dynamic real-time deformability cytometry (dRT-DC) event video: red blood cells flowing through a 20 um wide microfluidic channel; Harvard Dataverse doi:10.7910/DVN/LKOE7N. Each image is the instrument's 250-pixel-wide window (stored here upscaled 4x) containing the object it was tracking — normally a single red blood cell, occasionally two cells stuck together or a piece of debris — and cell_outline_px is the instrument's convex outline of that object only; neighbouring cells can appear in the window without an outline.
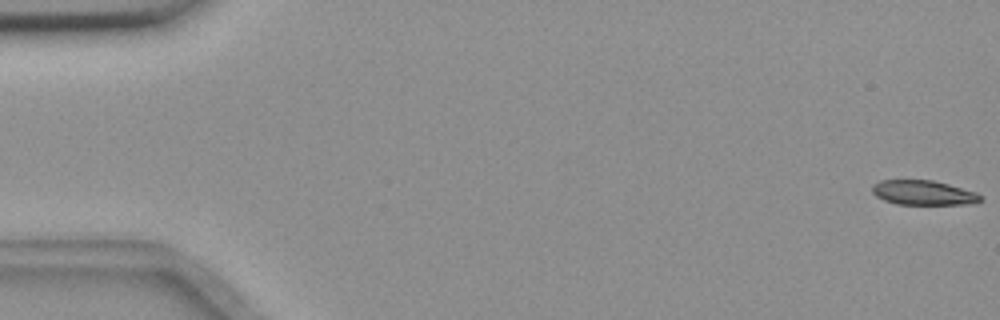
{"species": "common noctule bat (a hibernating species)", "species_latin": "Nyctalus noctula", "temperature_condition": "room temperature", "stored_images_in_passage": 7, "camera_frame_rate_fps": 3000, "um_per_image_px": 0.085, "animal": {"sex": "female", "body_mass_g": 18.4}, "frame": {"image": 1, "passage_image": 1, "time_ms": 0.0, "image_size_px": [1000, 320], "cell_outline_px": [[984, 200], [976, 204], [896, 204], [884, 200], [876, 196], [872, 192], [872, 184], [880, 180], [932, 180], [948, 184], [976, 192], [984, 196]], "centroid_in_image_um": [78.53, 16.38], "position_along_channel_um": 6.5, "area_um2": 15.72}}
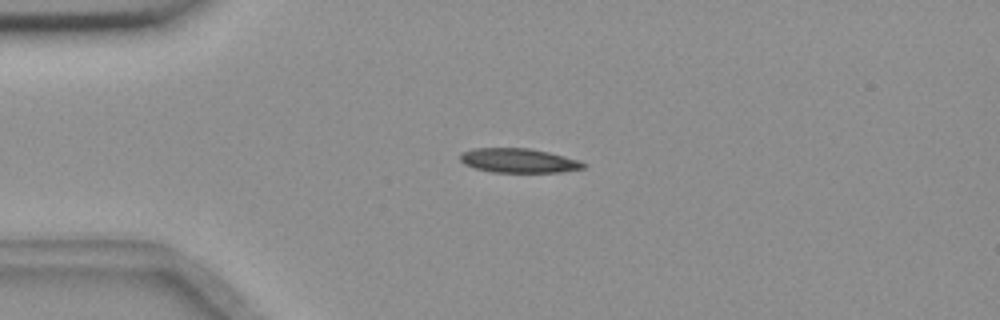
{"frame": {"image": 2, "passage_image": 5, "time_ms": 1.333, "image_size_px": [1000, 320], "cell_outline_px": [[584, 168], [560, 172], [492, 172], [476, 168], [464, 164], [460, 160], [460, 152], [472, 148], [532, 148], [548, 152], [576, 160], [584, 164]], "centroid_in_image_um": [44.0, 13.64], "position_along_channel_um": 41.0, "area_um2": 17.28}}
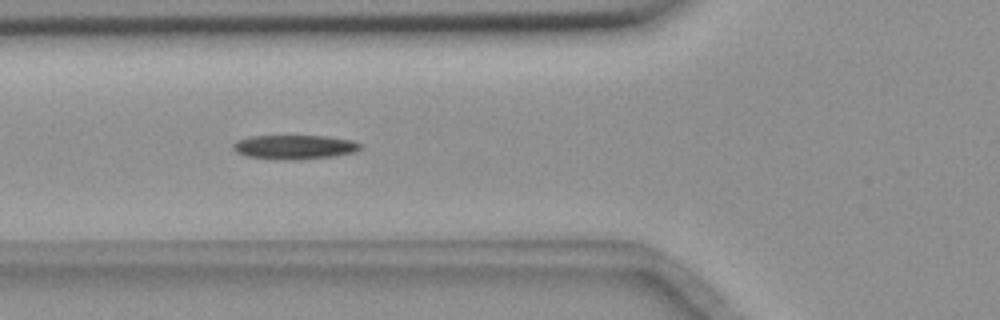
{"frame": {"image": 3, "passage_image": 7, "time_ms": 2.0, "image_size_px": [1000, 320], "cell_outline_px": [[364, 144], [356, 152], [332, 156], [292, 160], [272, 160], [248, 156], [236, 152], [232, 148], [232, 144], [236, 140], [248, 136], [328, 136], [352, 140]], "centroid_in_image_um": [25.01, 12.5], "position_along_channel_um": 100.8, "area_um2": 18.21}}